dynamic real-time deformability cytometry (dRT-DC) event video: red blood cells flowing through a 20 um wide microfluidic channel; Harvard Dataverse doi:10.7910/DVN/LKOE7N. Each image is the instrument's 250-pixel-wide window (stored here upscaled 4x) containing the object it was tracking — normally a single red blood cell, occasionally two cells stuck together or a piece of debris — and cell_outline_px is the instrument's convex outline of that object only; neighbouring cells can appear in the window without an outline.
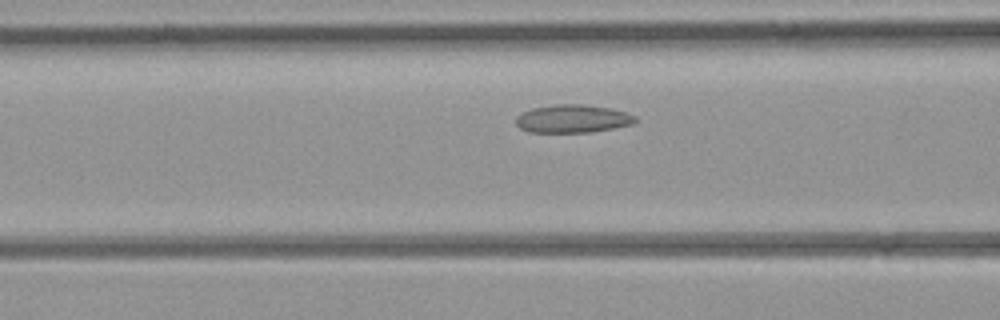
{"species": "common noctule bat (a hibernating species)", "species_latin": "Nyctalus noctula", "temperature_condition": "room temperature", "stored_images_in_passage": 26, "camera_frame_rate_fps": 3000, "um_per_image_px": 0.085, "animal": {"sex": "female", "body_mass_g": 21.9}, "frame": {"image": 1, "passage_image": 4, "time_ms": 1.0, "image_size_px": [1000, 320], "cell_outline_px": [[636, 120], [632, 124], [592, 132], [528, 132], [520, 128], [516, 124], [516, 116], [532, 108], [556, 104], [580, 104], [612, 108], [636, 116]], "centroid_in_image_um": [48.66, 10.09], "position_along_channel_um": 117.9, "area_um2": 19.42}}
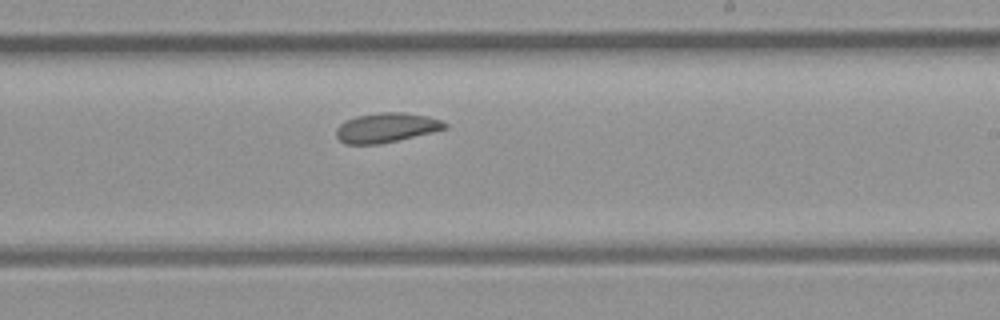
{"frame": {"image": 2, "passage_image": 13, "time_ms": 4.0, "image_size_px": [1000, 320], "cell_outline_px": [[448, 128], [432, 132], [380, 144], [344, 144], [336, 136], [336, 128], [344, 120], [356, 116], [380, 112], [404, 112], [428, 116], [440, 120], [448, 124]], "centroid_in_image_um": [32.82, 10.84], "position_along_channel_um": 256.2, "area_um2": 18.79}}
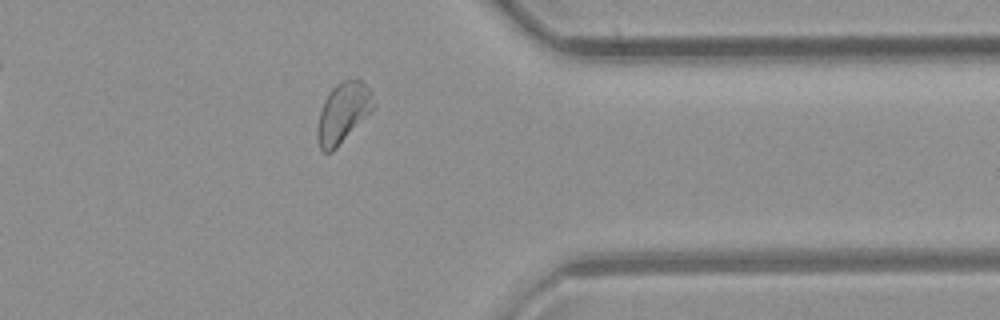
{"frame": {"image": 3, "passage_image": 22, "time_ms": 7.0, "image_size_px": [1000, 320], "cell_outline_px": [[376, 108], [332, 152], [324, 152], [320, 148], [316, 136], [316, 128], [320, 112], [324, 100], [328, 92], [336, 84], [344, 80], [360, 80], [372, 92]], "centroid_in_image_um": [29.16, 9.6], "position_along_channel_um": 382.2, "area_um2": 19.83}}